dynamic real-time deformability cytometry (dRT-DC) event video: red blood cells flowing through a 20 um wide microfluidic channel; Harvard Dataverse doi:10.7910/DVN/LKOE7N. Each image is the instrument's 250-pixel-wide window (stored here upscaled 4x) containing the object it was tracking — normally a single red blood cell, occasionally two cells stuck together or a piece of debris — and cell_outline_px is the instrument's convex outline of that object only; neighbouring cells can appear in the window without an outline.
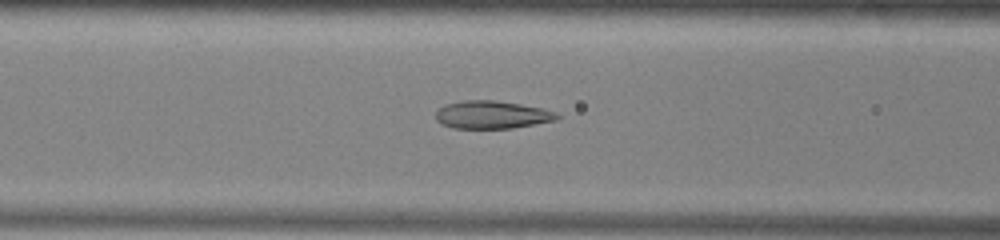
{"species": "common noctule bat (a hibernating species)", "species_latin": "Nyctalus noctula", "temperature_condition": "warm", "stored_images_in_passage": 49, "camera_frame_rate_fps": 3000, "um_per_image_px": 0.085, "animal": {"sex": "male", "body_mass_g": 13.0, "forearm_length_mm": 53.1}, "frame": {"image": 1, "passage_image": 20, "time_ms": 6.333, "image_size_px": [1000, 240], "cell_outline_px": [[560, 116], [556, 120], [512, 128], [452, 128], [440, 124], [436, 120], [436, 112], [444, 104], [464, 100], [496, 100], [544, 108], [556, 112]], "centroid_in_image_um": [41.8, 9.75], "position_along_channel_um": 124.8, "area_um2": 19.77}}
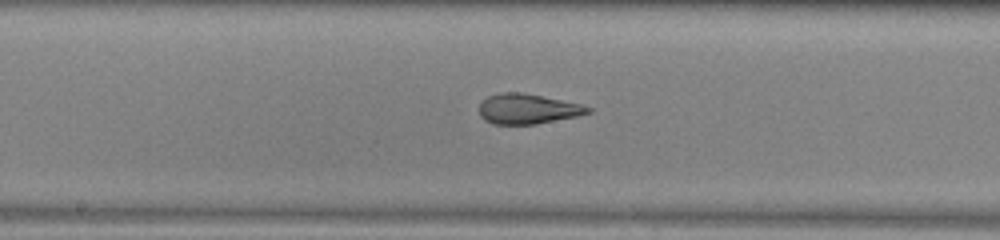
{"frame": {"image": 2, "passage_image": 26, "time_ms": 8.333, "image_size_px": [1000, 240], "cell_outline_px": [[592, 112], [576, 116], [536, 124], [492, 124], [484, 120], [480, 116], [480, 100], [488, 96], [500, 92], [520, 92], [584, 104], [592, 108]], "centroid_in_image_um": [44.84, 9.25], "position_along_channel_um": 203.4, "area_um2": 19.19}}
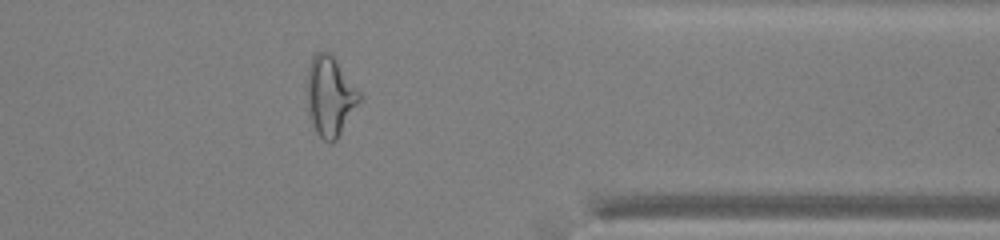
{"frame": {"image": 3, "passage_image": 41, "time_ms": 13.333, "image_size_px": [1000, 240], "cell_outline_px": [[360, 100], [336, 140], [332, 144], [328, 144], [316, 132], [312, 124], [308, 112], [308, 68], [312, 56], [316, 52], [332, 52], [360, 92]], "centroid_in_image_um": [28.05, 8.15], "position_along_channel_um": 383.3, "area_um2": 24.22}, "authors_computed_cell_mechanics": {"area_um2": 21.964, "velocity_mm_per_s": 3.9284, "shape_relaxation_time_tau1_ms": null, "shape_relaxation_time_tau2_ms": 1.5449, "deformation_change_tau1": null, "deformation_change_tau2": 0.113}}